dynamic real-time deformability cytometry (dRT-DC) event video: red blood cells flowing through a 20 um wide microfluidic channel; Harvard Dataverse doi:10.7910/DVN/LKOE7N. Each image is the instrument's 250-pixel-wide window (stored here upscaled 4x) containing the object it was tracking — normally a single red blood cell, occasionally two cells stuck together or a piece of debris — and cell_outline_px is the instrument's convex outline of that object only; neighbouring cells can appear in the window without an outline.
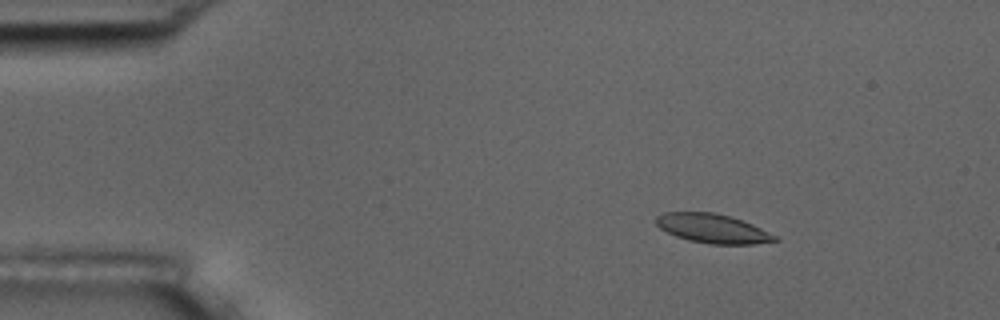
{"species": "common noctule bat (a hibernating species)", "species_latin": "Nyctalus noctula", "temperature_condition": "room temperature", "stored_images_in_passage": 15, "camera_frame_rate_fps": 3000, "um_per_image_px": 0.085, "animal": {"sex": "male", "body_mass_g": 17.5, "forearm_length_mm": 52.3}, "frame": {"image": 1, "passage_image": 3, "time_ms": 2.333, "image_size_px": [1000, 320], "cell_outline_px": [[780, 240], [752, 244], [708, 244], [688, 240], [676, 236], [660, 228], [656, 224], [656, 216], [664, 212], [712, 212], [732, 216], [752, 224], [776, 236]], "centroid_in_image_um": [60.56, 19.42], "position_along_channel_um": 24.4, "area_um2": 20.11}}
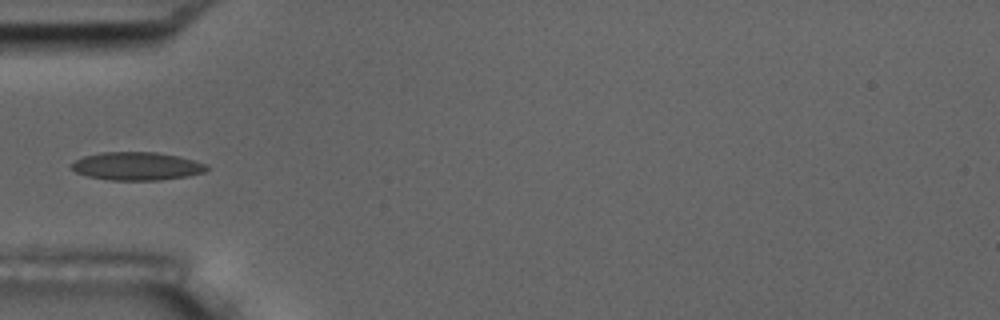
{"frame": {"image": 2, "passage_image": 5, "time_ms": 5.667, "image_size_px": [1000, 320], "cell_outline_px": [[208, 168], [204, 172], [188, 176], [160, 180], [112, 180], [88, 176], [76, 172], [68, 168], [68, 164], [84, 156], [100, 152], [156, 152], [176, 156], [208, 164]], "centroid_in_image_um": [11.58, 14.12], "position_along_channel_um": 73.4, "area_um2": 22.2}}
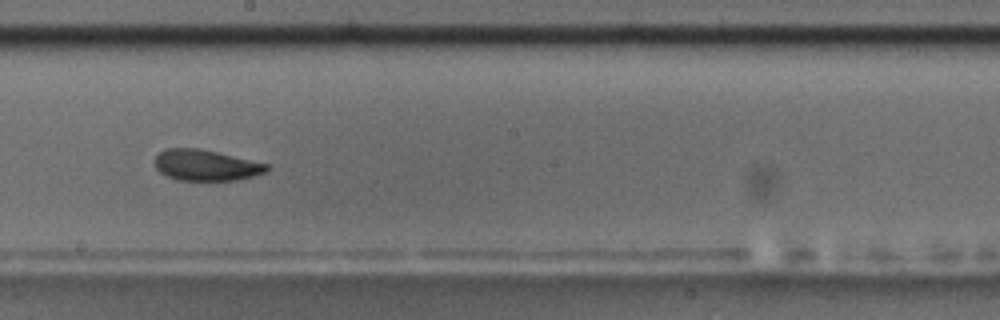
{"frame": {"image": 3, "passage_image": 9, "time_ms": 10.0, "image_size_px": [1000, 320], "cell_outline_px": [[272, 168], [264, 172], [252, 176], [236, 180], [176, 180], [160, 172], [156, 168], [156, 156], [160, 152], [168, 148], [200, 148], [268, 164]], "centroid_in_image_um": [17.51, 14.04], "position_along_channel_um": 230.7, "area_um2": 20.0}, "authors_computed_cell_mechanics": {"area_um2": 20.4612, "velocity_mm_per_s": 3.642, "shape_relaxation_time_tau1_ms": 6.4942, "shape_relaxation_time_tau2_ms": 3.0339, "deformation_change_tau1": 0.1449, "deformation_change_tau2": 0.0859}}